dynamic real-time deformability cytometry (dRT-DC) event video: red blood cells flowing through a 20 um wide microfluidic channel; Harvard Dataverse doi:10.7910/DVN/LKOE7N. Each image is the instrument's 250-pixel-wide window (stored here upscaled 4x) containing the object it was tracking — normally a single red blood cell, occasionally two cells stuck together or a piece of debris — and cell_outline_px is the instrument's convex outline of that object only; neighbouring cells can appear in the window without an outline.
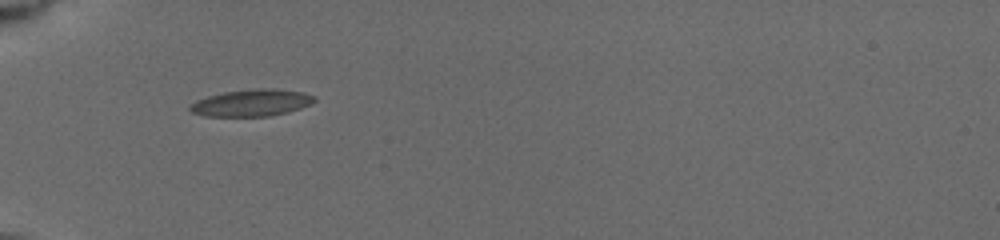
{"species": "common noctule bat (a hibernating species)", "species_latin": "Nyctalus noctula", "temperature_condition": "cold", "stored_images_in_passage": 6, "camera_frame_rate_fps": 3000, "um_per_image_px": 0.085, "animal": {"sex": "female", "body_mass_g": 19.5, "forearm_length_mm": 54.1}, "frame": {"image": 1, "passage_image": 1, "time_ms": 0.0, "image_size_px": [1000, 240], "cell_outline_px": [[316, 100], [312, 104], [288, 112], [268, 116], [204, 116], [192, 112], [188, 108], [196, 100], [208, 96], [224, 92], [260, 88], [276, 88], [304, 92], [316, 96]], "centroid_in_image_um": [21.43, 8.73], "position_along_channel_um": 63.6, "area_um2": 19.54}}
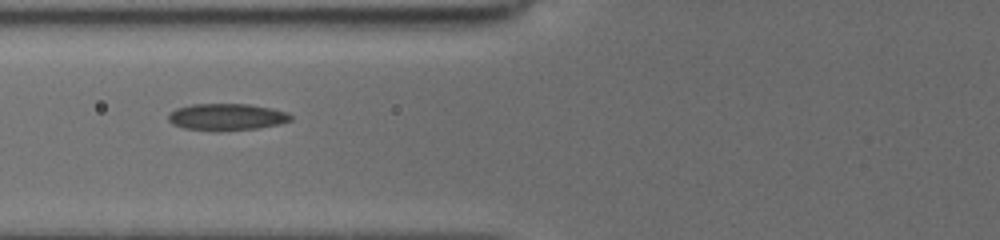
{"frame": {"image": 2, "passage_image": 4, "time_ms": 1.333, "image_size_px": [1000, 240], "cell_outline_px": [[292, 120], [280, 124], [256, 128], [184, 128], [172, 124], [168, 120], [168, 112], [176, 108], [192, 104], [248, 104], [272, 108], [288, 112], [292, 116]], "centroid_in_image_um": [19.29, 9.89], "position_along_channel_um": 106.5, "area_um2": 18.38}}